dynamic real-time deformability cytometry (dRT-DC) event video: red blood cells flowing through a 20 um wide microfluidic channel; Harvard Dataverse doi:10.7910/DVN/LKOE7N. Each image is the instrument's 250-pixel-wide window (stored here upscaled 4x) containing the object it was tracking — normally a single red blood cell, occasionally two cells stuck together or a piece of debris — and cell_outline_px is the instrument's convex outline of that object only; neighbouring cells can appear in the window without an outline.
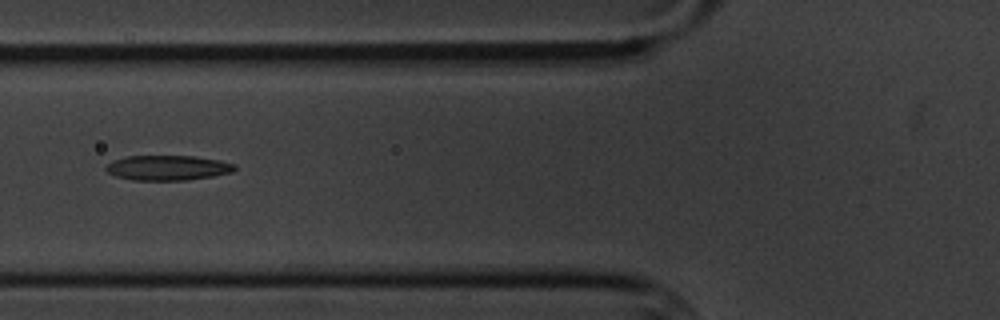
{"species": "common noctule bat (a hibernating species)", "species_latin": "Nyctalus noctula", "temperature_condition": "cold", "stored_images_in_passage": 8, "camera_frame_rate_fps": 3000, "um_per_image_px": 0.085, "animal": {"sex": "male", "body_mass_g": 20.1, "forearm_length_mm": 53.5}, "frame": {"image": 1, "passage_image": 7, "time_ms": 7.0, "image_size_px": [1000, 320], "cell_outline_px": [[236, 168], [232, 172], [212, 176], [184, 180], [132, 180], [116, 176], [108, 172], [104, 168], [108, 164], [116, 160], [128, 156], [192, 156], [220, 160], [236, 164]], "centroid_in_image_um": [14.28, 14.26], "position_along_channel_um": 111.5, "area_um2": 18.55}}
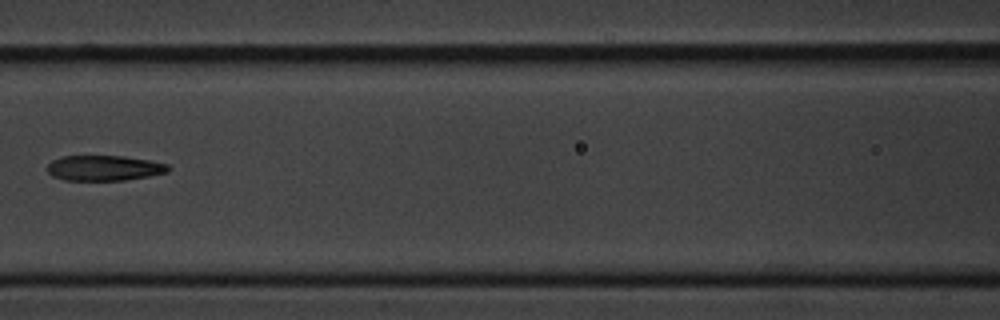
{"frame": {"image": 2, "passage_image": 8, "time_ms": 8.333, "image_size_px": [1000, 320], "cell_outline_px": [[168, 172], [148, 176], [124, 180], [64, 180], [52, 176], [48, 172], [48, 164], [52, 160], [64, 156], [124, 156], [148, 160], [168, 164]], "centroid_in_image_um": [8.83, 14.28], "position_along_channel_um": 157.8, "area_um2": 17.69}}